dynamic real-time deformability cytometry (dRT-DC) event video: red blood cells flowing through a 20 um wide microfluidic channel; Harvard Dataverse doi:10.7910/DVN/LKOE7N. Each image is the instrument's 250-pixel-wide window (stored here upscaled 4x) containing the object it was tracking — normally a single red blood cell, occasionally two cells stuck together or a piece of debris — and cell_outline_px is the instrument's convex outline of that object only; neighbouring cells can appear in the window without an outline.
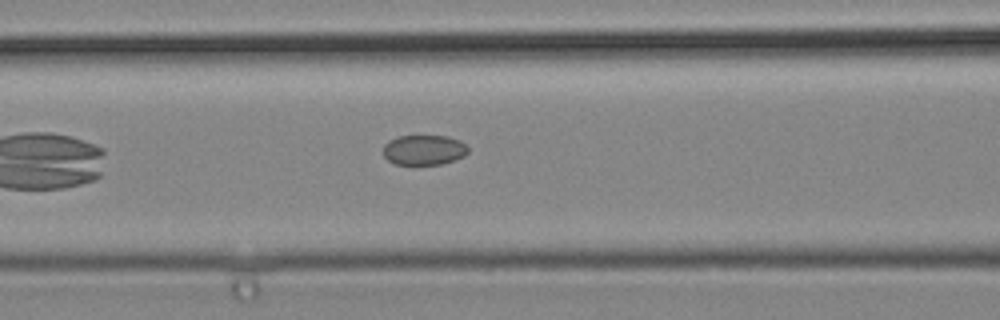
{"species": "common noctule bat (a hibernating species)", "species_latin": "Nyctalus noctula", "temperature_condition": "cold", "stored_images_in_passage": 25, "camera_frame_rate_fps": 3000, "um_per_image_px": 0.085, "animal": {"sex": "male", "body_mass_g": 19.2, "forearm_length_mm": 51.8}, "frame": {"image": 1, "passage_image": 7, "time_ms": 2.0, "image_size_px": [1000, 320], "cell_outline_px": [[468, 152], [464, 156], [440, 164], [396, 164], [388, 160], [384, 156], [384, 144], [388, 140], [400, 136], [448, 136], [460, 140], [468, 148]], "centroid_in_image_um": [36.03, 12.73], "position_along_channel_um": 130.6, "area_um2": 14.74}}
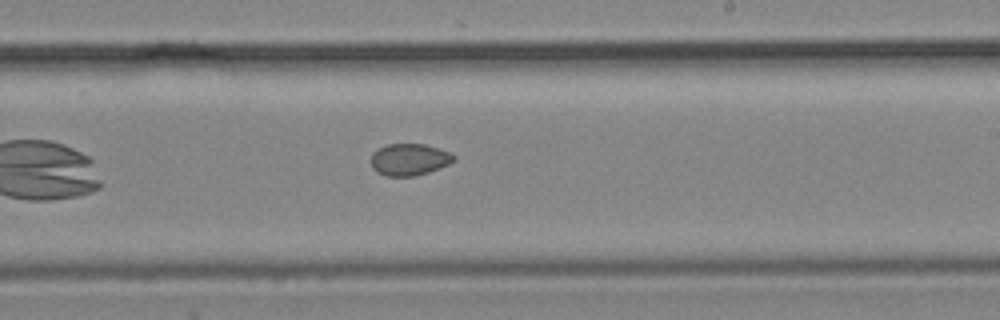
{"frame": {"image": 2, "passage_image": 15, "time_ms": 4.667, "image_size_px": [1000, 320], "cell_outline_px": [[456, 160], [440, 168], [416, 176], [384, 176], [376, 172], [372, 168], [372, 152], [388, 144], [424, 144], [448, 152], [456, 156]], "centroid_in_image_um": [34.78, 13.57], "position_along_channel_um": 254.2, "area_um2": 15.32}}
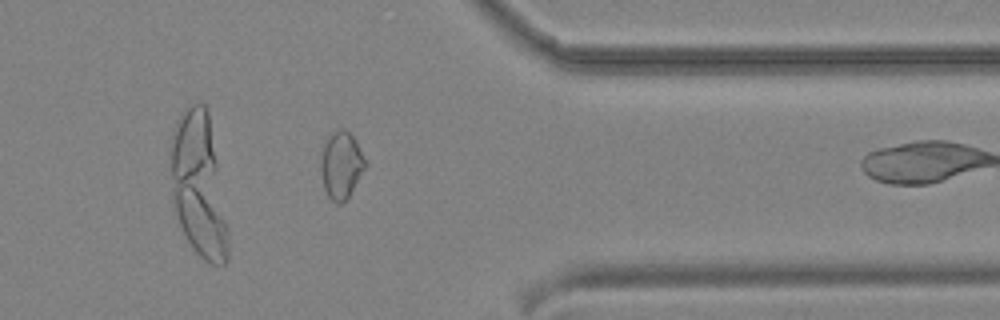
{"frame": {"image": 3, "passage_image": 24, "time_ms": 7.667, "image_size_px": [1000, 320], "cell_outline_px": [[368, 164], [348, 196], [340, 204], [336, 204], [328, 196], [324, 188], [320, 172], [320, 160], [324, 140], [332, 132], [340, 128], [344, 128], [356, 140]], "centroid_in_image_um": [28.99, 14.0], "position_along_channel_um": 382.4, "area_um2": 17.57}}